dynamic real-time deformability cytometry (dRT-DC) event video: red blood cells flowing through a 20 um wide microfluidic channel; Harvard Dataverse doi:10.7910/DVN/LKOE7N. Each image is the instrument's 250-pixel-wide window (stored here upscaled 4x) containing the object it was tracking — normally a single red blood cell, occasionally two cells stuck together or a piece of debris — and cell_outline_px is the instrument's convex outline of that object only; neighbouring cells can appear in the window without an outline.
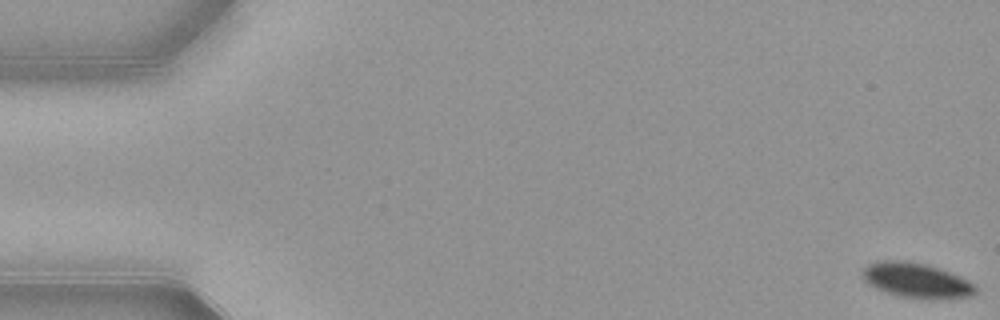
{"species": "common noctule bat (a hibernating species)", "species_latin": "Nyctalus noctula", "temperature_condition": "warm", "stored_images_in_passage": 55, "segment_of_instrument_passage": [1, 2], "camera_frame_rate_fps": 3000, "um_per_image_px": 0.085, "animal": {"sex": "female", "body_mass_g": 21.9}, "frame": {"image": 1, "passage_image": 1, "time_ms": 0.0, "image_size_px": [1000, 320], "cell_outline_px": [[976, 292], [972, 296], [932, 300], [900, 296], [884, 292], [868, 284], [860, 276], [864, 268], [868, 264], [880, 260], [904, 260], [924, 264], [940, 268], [960, 276], [976, 284]], "centroid_in_image_um": [77.9, 23.84], "position_along_channel_um": 7.1, "area_um2": 23.35}}
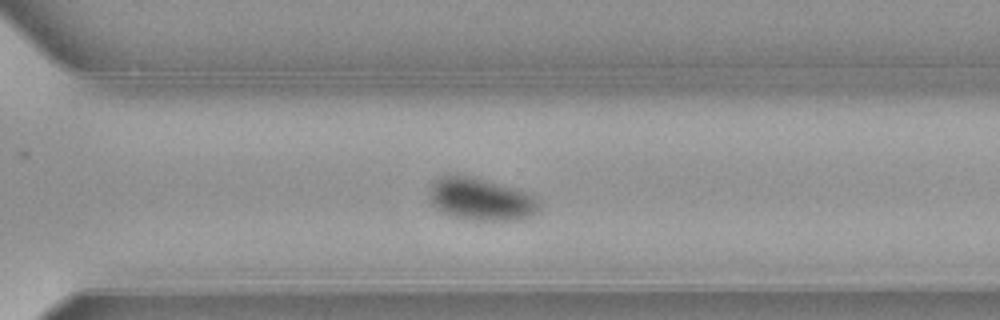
{"frame": {"image": 2, "passage_image": 38, "time_ms": 12.333, "image_size_px": [1000, 320], "cell_outline_px": [[540, 212], [532, 216], [516, 220], [464, 220], [440, 212], [432, 204], [428, 196], [428, 188], [440, 176], [472, 176], [512, 188], [536, 196], [540, 200]], "centroid_in_image_um": [40.88, 16.96], "position_along_channel_um": 329.7, "area_um2": 27.4}}
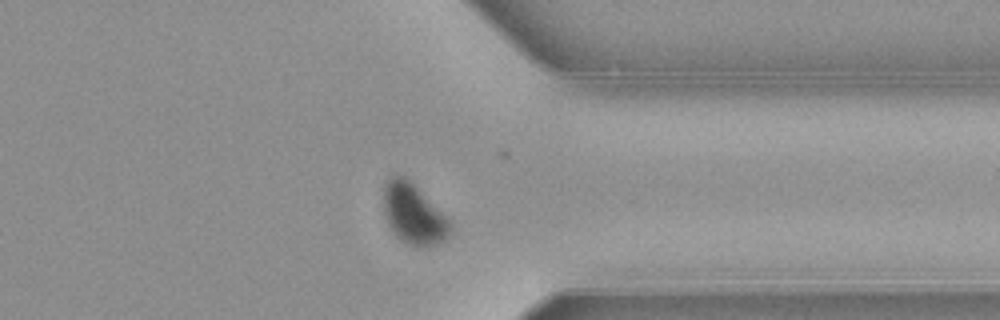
{"frame": {"image": 3, "passage_image": 42, "time_ms": 13.667, "image_size_px": [1000, 320], "cell_outline_px": [[452, 232], [444, 240], [432, 244], [416, 248], [400, 240], [396, 236], [388, 224], [384, 212], [384, 184], [388, 176], [404, 176], [412, 180], [452, 224]], "centroid_in_image_um": [35.13, 18.17], "position_along_channel_um": 376.3, "area_um2": 23.52}}